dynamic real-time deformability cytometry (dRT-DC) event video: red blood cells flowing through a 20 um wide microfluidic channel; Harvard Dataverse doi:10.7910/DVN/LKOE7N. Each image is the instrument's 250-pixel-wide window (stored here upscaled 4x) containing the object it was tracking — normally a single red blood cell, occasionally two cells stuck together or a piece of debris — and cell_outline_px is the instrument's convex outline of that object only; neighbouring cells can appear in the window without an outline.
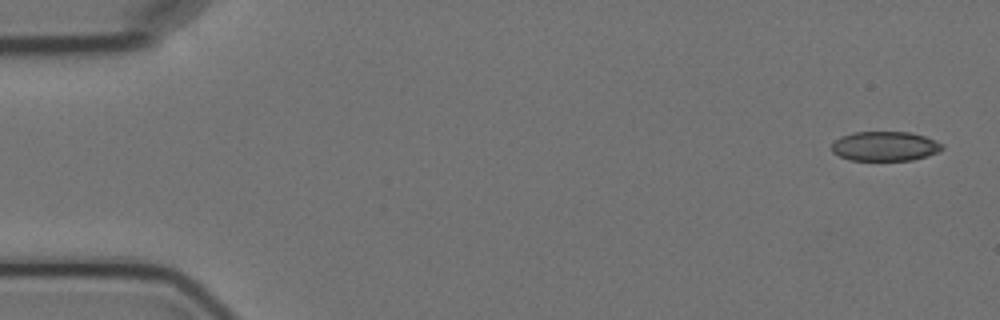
{"species": "Egyptian fruit bat (a non-hibernating species)", "species_latin": "Rousettus aegyptiacus", "temperature_condition": "cold", "stored_images_in_passage": 5, "camera_frame_rate_fps": 3000, "um_per_image_px": 0.085, "animal": {"sex": "female"}, "frame": {"image": 1, "passage_image": 1, "time_ms": 0.0, "image_size_px": [1000, 320], "cell_outline_px": [[944, 148], [928, 156], [912, 160], [852, 160], [840, 156], [832, 152], [832, 144], [840, 136], [852, 132], [908, 132], [924, 136], [936, 140], [944, 144]], "centroid_in_image_um": [75.23, 12.42], "position_along_channel_um": 9.8, "area_um2": 19.02}}
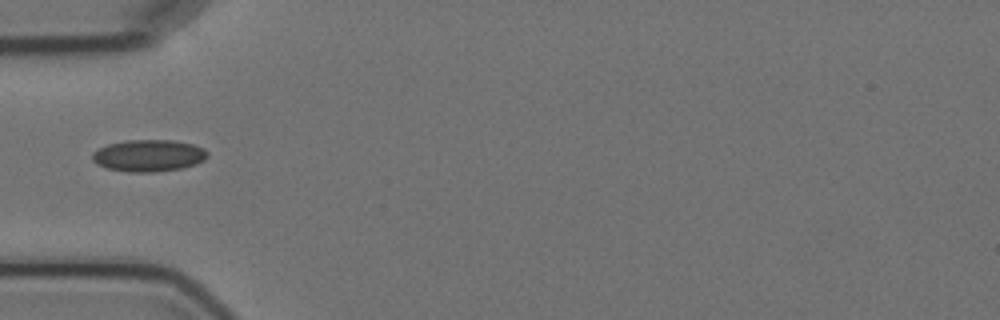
{"frame": {"image": 2, "passage_image": 5, "time_ms": 5.333, "image_size_px": [1000, 320], "cell_outline_px": [[208, 156], [204, 160], [196, 164], [184, 168], [152, 172], [128, 172], [108, 168], [96, 164], [92, 160], [92, 152], [108, 144], [128, 140], [172, 140], [192, 144], [204, 148], [208, 152]], "centroid_in_image_um": [12.65, 13.23], "position_along_channel_um": 72.4, "area_um2": 21.44}}